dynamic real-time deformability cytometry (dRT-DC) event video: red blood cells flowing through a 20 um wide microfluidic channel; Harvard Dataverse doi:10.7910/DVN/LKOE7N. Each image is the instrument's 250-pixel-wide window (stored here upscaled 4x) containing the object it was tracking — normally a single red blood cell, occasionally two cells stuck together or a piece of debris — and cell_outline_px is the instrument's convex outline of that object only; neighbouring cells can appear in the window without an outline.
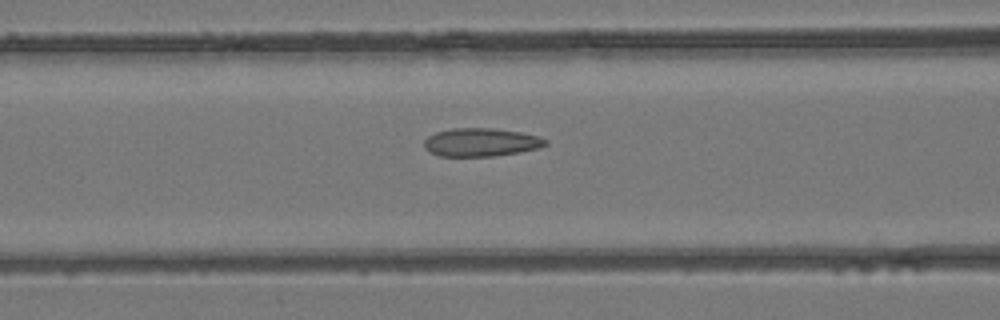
{"species": "common noctule bat (a hibernating species)", "species_latin": "Nyctalus noctula", "temperature_condition": "room temperature", "stored_images_in_passage": 25, "camera_frame_rate_fps": 3000, "um_per_image_px": 0.085, "animal": {"sex": "female", "body_mass_g": 24.6, "forearm_length_mm": 56.2}, "frame": {"image": 1, "passage_image": 9, "time_ms": 2.667, "image_size_px": [1000, 320], "cell_outline_px": [[548, 144], [536, 148], [520, 152], [496, 156], [440, 156], [424, 148], [424, 140], [428, 136], [436, 132], [452, 128], [492, 128], [520, 132], [536, 136], [548, 140]], "centroid_in_image_um": [40.87, 12.09], "position_along_channel_um": 125.7, "area_um2": 19.88}}
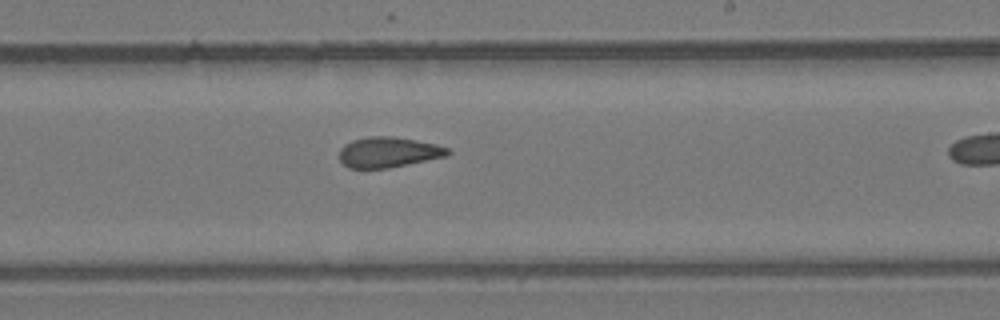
{"frame": {"image": 2, "passage_image": 18, "time_ms": 5.667, "image_size_px": [1000, 320], "cell_outline_px": [[452, 152], [448, 156], [388, 168], [348, 168], [340, 160], [340, 148], [344, 144], [352, 140], [368, 136], [392, 136], [416, 140], [436, 144], [448, 148]], "centroid_in_image_um": [33.02, 12.93], "position_along_channel_um": 256.0, "area_um2": 19.31}}
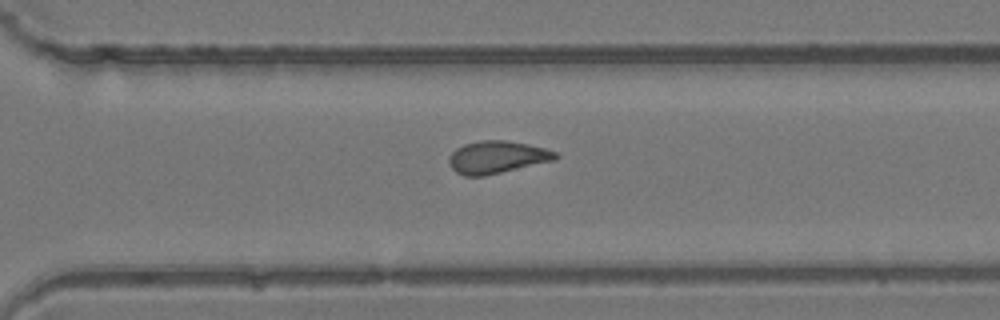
{"frame": {"image": 3, "passage_image": 23, "time_ms": 7.333, "image_size_px": [1000, 320], "cell_outline_px": [[560, 156], [556, 160], [484, 176], [464, 176], [456, 172], [452, 168], [448, 160], [448, 156], [456, 148], [464, 144], [480, 140], [504, 140], [528, 144], [544, 148], [556, 152]], "centroid_in_image_um": [42.24, 13.36], "position_along_channel_um": 328.4, "area_um2": 20.23}}